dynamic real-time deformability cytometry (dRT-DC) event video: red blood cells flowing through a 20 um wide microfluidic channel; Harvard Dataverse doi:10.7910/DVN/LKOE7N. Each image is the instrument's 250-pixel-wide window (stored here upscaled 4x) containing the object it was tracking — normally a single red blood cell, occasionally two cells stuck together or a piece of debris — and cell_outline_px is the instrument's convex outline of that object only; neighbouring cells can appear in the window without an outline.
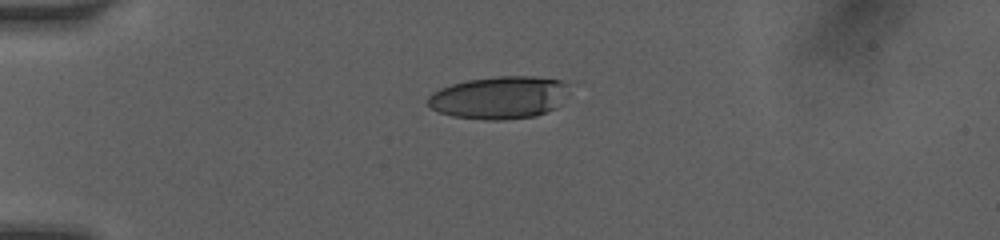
{"species": "human", "species_latin": "Homo sapiens", "temperature_condition": "room temperature", "stored_images_in_passage": 9, "camera_frame_rate_fps": 3000, "um_per_image_px": 0.085, "donor": {"sex": "female"}, "frame": {"image": 1, "passage_image": 1, "time_ms": 0.0, "image_size_px": [1000, 240], "cell_outline_px": [[568, 96], [556, 108], [536, 116], [504, 120], [484, 120], [452, 116], [440, 112], [432, 108], [428, 104], [428, 96], [432, 92], [440, 88], [452, 84], [468, 80], [496, 76], [532, 76], [560, 80], [568, 84]], "centroid_in_image_um": [42.47, 8.29], "position_along_channel_um": 42.5, "area_um2": 35.32}}
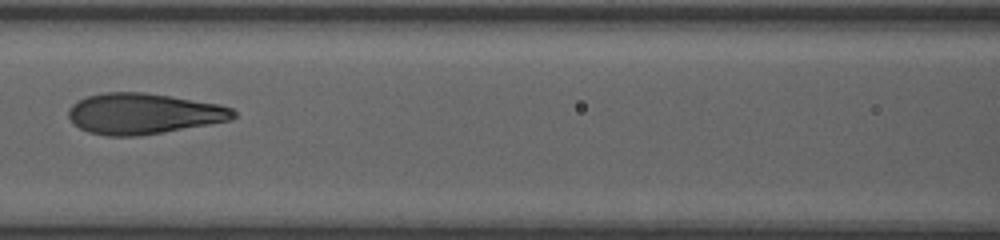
{"frame": {"image": 2, "passage_image": 6, "time_ms": 3.667, "image_size_px": [1000, 240], "cell_outline_px": [[236, 116], [232, 120], [164, 132], [140, 136], [104, 136], [88, 132], [72, 124], [68, 116], [68, 108], [72, 104], [88, 96], [104, 92], [144, 92], [172, 96], [220, 104], [232, 108], [236, 112]], "centroid_in_image_um": [12.19, 9.66], "position_along_channel_um": 154.4, "area_um2": 39.54}}
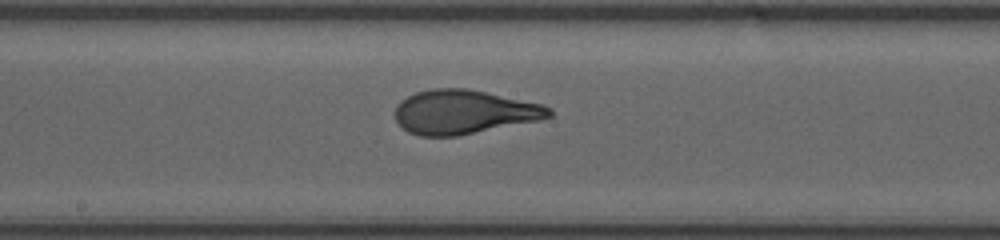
{"frame": {"image": 3, "passage_image": 8, "time_ms": 5.0, "image_size_px": [1000, 240], "cell_outline_px": [[552, 116], [540, 120], [456, 136], [420, 136], [408, 132], [396, 120], [396, 104], [400, 100], [416, 92], [432, 88], [468, 88], [544, 104], [552, 108]], "centroid_in_image_um": [39.45, 9.51], "position_along_channel_um": 208.7, "area_um2": 39.65}}